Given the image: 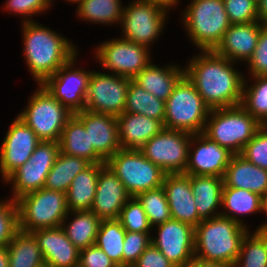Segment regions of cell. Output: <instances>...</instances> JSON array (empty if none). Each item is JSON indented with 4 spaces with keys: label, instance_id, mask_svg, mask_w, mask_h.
Listing matches in <instances>:
<instances>
[{
    "label": "cell",
    "instance_id": "7",
    "mask_svg": "<svg viewBox=\"0 0 267 267\" xmlns=\"http://www.w3.org/2000/svg\"><path fill=\"white\" fill-rule=\"evenodd\" d=\"M26 102L17 116L41 141L58 142L63 128L74 113L55 99L43 85H37Z\"/></svg>",
    "mask_w": 267,
    "mask_h": 267
},
{
    "label": "cell",
    "instance_id": "47",
    "mask_svg": "<svg viewBox=\"0 0 267 267\" xmlns=\"http://www.w3.org/2000/svg\"><path fill=\"white\" fill-rule=\"evenodd\" d=\"M78 267H118L105 252L95 244L80 250Z\"/></svg>",
    "mask_w": 267,
    "mask_h": 267
},
{
    "label": "cell",
    "instance_id": "32",
    "mask_svg": "<svg viewBox=\"0 0 267 267\" xmlns=\"http://www.w3.org/2000/svg\"><path fill=\"white\" fill-rule=\"evenodd\" d=\"M123 0H81L77 3V19L97 25L120 26L123 15Z\"/></svg>",
    "mask_w": 267,
    "mask_h": 267
},
{
    "label": "cell",
    "instance_id": "49",
    "mask_svg": "<svg viewBox=\"0 0 267 267\" xmlns=\"http://www.w3.org/2000/svg\"><path fill=\"white\" fill-rule=\"evenodd\" d=\"M186 267H231L222 262L205 261L194 258Z\"/></svg>",
    "mask_w": 267,
    "mask_h": 267
},
{
    "label": "cell",
    "instance_id": "35",
    "mask_svg": "<svg viewBox=\"0 0 267 267\" xmlns=\"http://www.w3.org/2000/svg\"><path fill=\"white\" fill-rule=\"evenodd\" d=\"M124 111L141 114L163 123L165 117V101L156 98L131 79L126 93Z\"/></svg>",
    "mask_w": 267,
    "mask_h": 267
},
{
    "label": "cell",
    "instance_id": "28",
    "mask_svg": "<svg viewBox=\"0 0 267 267\" xmlns=\"http://www.w3.org/2000/svg\"><path fill=\"white\" fill-rule=\"evenodd\" d=\"M58 142L60 153L84 158L91 164L106 162L93 146H90L89 131H86L83 123L75 115L68 120Z\"/></svg>",
    "mask_w": 267,
    "mask_h": 267
},
{
    "label": "cell",
    "instance_id": "30",
    "mask_svg": "<svg viewBox=\"0 0 267 267\" xmlns=\"http://www.w3.org/2000/svg\"><path fill=\"white\" fill-rule=\"evenodd\" d=\"M100 222L101 219L91 210L69 211L61 227L70 241L81 250L95 244Z\"/></svg>",
    "mask_w": 267,
    "mask_h": 267
},
{
    "label": "cell",
    "instance_id": "54",
    "mask_svg": "<svg viewBox=\"0 0 267 267\" xmlns=\"http://www.w3.org/2000/svg\"><path fill=\"white\" fill-rule=\"evenodd\" d=\"M53 1H55V0H51L52 5H53ZM65 1H68L71 4H77L81 0H65Z\"/></svg>",
    "mask_w": 267,
    "mask_h": 267
},
{
    "label": "cell",
    "instance_id": "50",
    "mask_svg": "<svg viewBox=\"0 0 267 267\" xmlns=\"http://www.w3.org/2000/svg\"><path fill=\"white\" fill-rule=\"evenodd\" d=\"M258 21L267 25V0H257Z\"/></svg>",
    "mask_w": 267,
    "mask_h": 267
},
{
    "label": "cell",
    "instance_id": "1",
    "mask_svg": "<svg viewBox=\"0 0 267 267\" xmlns=\"http://www.w3.org/2000/svg\"><path fill=\"white\" fill-rule=\"evenodd\" d=\"M184 64L185 75L210 109L241 105L245 75L238 63L211 51H197Z\"/></svg>",
    "mask_w": 267,
    "mask_h": 267
},
{
    "label": "cell",
    "instance_id": "41",
    "mask_svg": "<svg viewBox=\"0 0 267 267\" xmlns=\"http://www.w3.org/2000/svg\"><path fill=\"white\" fill-rule=\"evenodd\" d=\"M19 230L17 202L9 197L0 199V248L8 246Z\"/></svg>",
    "mask_w": 267,
    "mask_h": 267
},
{
    "label": "cell",
    "instance_id": "24",
    "mask_svg": "<svg viewBox=\"0 0 267 267\" xmlns=\"http://www.w3.org/2000/svg\"><path fill=\"white\" fill-rule=\"evenodd\" d=\"M116 118L121 149L140 150L147 141L164 129L161 121L141 114L124 111Z\"/></svg>",
    "mask_w": 267,
    "mask_h": 267
},
{
    "label": "cell",
    "instance_id": "52",
    "mask_svg": "<svg viewBox=\"0 0 267 267\" xmlns=\"http://www.w3.org/2000/svg\"><path fill=\"white\" fill-rule=\"evenodd\" d=\"M145 1L161 4L163 7L168 8L170 11H172L174 7L177 10L176 6L178 7V5L181 2V0H145Z\"/></svg>",
    "mask_w": 267,
    "mask_h": 267
},
{
    "label": "cell",
    "instance_id": "31",
    "mask_svg": "<svg viewBox=\"0 0 267 267\" xmlns=\"http://www.w3.org/2000/svg\"><path fill=\"white\" fill-rule=\"evenodd\" d=\"M100 164H90L78 173L66 192L69 211L90 210L94 201Z\"/></svg>",
    "mask_w": 267,
    "mask_h": 267
},
{
    "label": "cell",
    "instance_id": "17",
    "mask_svg": "<svg viewBox=\"0 0 267 267\" xmlns=\"http://www.w3.org/2000/svg\"><path fill=\"white\" fill-rule=\"evenodd\" d=\"M41 140L23 120L16 116L0 146V177L4 182L26 163Z\"/></svg>",
    "mask_w": 267,
    "mask_h": 267
},
{
    "label": "cell",
    "instance_id": "26",
    "mask_svg": "<svg viewBox=\"0 0 267 267\" xmlns=\"http://www.w3.org/2000/svg\"><path fill=\"white\" fill-rule=\"evenodd\" d=\"M223 184V187L245 189L262 196L267 191V170L234 154L223 175Z\"/></svg>",
    "mask_w": 267,
    "mask_h": 267
},
{
    "label": "cell",
    "instance_id": "15",
    "mask_svg": "<svg viewBox=\"0 0 267 267\" xmlns=\"http://www.w3.org/2000/svg\"><path fill=\"white\" fill-rule=\"evenodd\" d=\"M77 57L79 53L42 84L74 114L85 109V96L91 75V70L78 66Z\"/></svg>",
    "mask_w": 267,
    "mask_h": 267
},
{
    "label": "cell",
    "instance_id": "34",
    "mask_svg": "<svg viewBox=\"0 0 267 267\" xmlns=\"http://www.w3.org/2000/svg\"><path fill=\"white\" fill-rule=\"evenodd\" d=\"M90 164L84 158L59 152L43 188L66 193L74 177Z\"/></svg>",
    "mask_w": 267,
    "mask_h": 267
},
{
    "label": "cell",
    "instance_id": "27",
    "mask_svg": "<svg viewBox=\"0 0 267 267\" xmlns=\"http://www.w3.org/2000/svg\"><path fill=\"white\" fill-rule=\"evenodd\" d=\"M190 186L198 215L202 220L221 214L223 177L190 175Z\"/></svg>",
    "mask_w": 267,
    "mask_h": 267
},
{
    "label": "cell",
    "instance_id": "23",
    "mask_svg": "<svg viewBox=\"0 0 267 267\" xmlns=\"http://www.w3.org/2000/svg\"><path fill=\"white\" fill-rule=\"evenodd\" d=\"M162 186L172 219L188 223L195 228L202 219L194 203L190 175L166 174Z\"/></svg>",
    "mask_w": 267,
    "mask_h": 267
},
{
    "label": "cell",
    "instance_id": "2",
    "mask_svg": "<svg viewBox=\"0 0 267 267\" xmlns=\"http://www.w3.org/2000/svg\"><path fill=\"white\" fill-rule=\"evenodd\" d=\"M23 57L35 84L42 85L79 51L71 39L38 21L20 23Z\"/></svg>",
    "mask_w": 267,
    "mask_h": 267
},
{
    "label": "cell",
    "instance_id": "37",
    "mask_svg": "<svg viewBox=\"0 0 267 267\" xmlns=\"http://www.w3.org/2000/svg\"><path fill=\"white\" fill-rule=\"evenodd\" d=\"M232 267H267V230L250 229L247 232Z\"/></svg>",
    "mask_w": 267,
    "mask_h": 267
},
{
    "label": "cell",
    "instance_id": "33",
    "mask_svg": "<svg viewBox=\"0 0 267 267\" xmlns=\"http://www.w3.org/2000/svg\"><path fill=\"white\" fill-rule=\"evenodd\" d=\"M9 267H42L45 265L38 242L32 232L19 230L7 246Z\"/></svg>",
    "mask_w": 267,
    "mask_h": 267
},
{
    "label": "cell",
    "instance_id": "29",
    "mask_svg": "<svg viewBox=\"0 0 267 267\" xmlns=\"http://www.w3.org/2000/svg\"><path fill=\"white\" fill-rule=\"evenodd\" d=\"M262 214L261 196L245 189L223 187L221 200V214L243 225L249 227L242 217ZM244 215V216H243Z\"/></svg>",
    "mask_w": 267,
    "mask_h": 267
},
{
    "label": "cell",
    "instance_id": "4",
    "mask_svg": "<svg viewBox=\"0 0 267 267\" xmlns=\"http://www.w3.org/2000/svg\"><path fill=\"white\" fill-rule=\"evenodd\" d=\"M180 15L188 39L200 51L214 50L231 25L223 0H191Z\"/></svg>",
    "mask_w": 267,
    "mask_h": 267
},
{
    "label": "cell",
    "instance_id": "6",
    "mask_svg": "<svg viewBox=\"0 0 267 267\" xmlns=\"http://www.w3.org/2000/svg\"><path fill=\"white\" fill-rule=\"evenodd\" d=\"M210 111L195 85L184 75L165 101L164 128L203 133Z\"/></svg>",
    "mask_w": 267,
    "mask_h": 267
},
{
    "label": "cell",
    "instance_id": "3",
    "mask_svg": "<svg viewBox=\"0 0 267 267\" xmlns=\"http://www.w3.org/2000/svg\"><path fill=\"white\" fill-rule=\"evenodd\" d=\"M249 230L222 215L200 221L194 232L195 258L222 262L232 267Z\"/></svg>",
    "mask_w": 267,
    "mask_h": 267
},
{
    "label": "cell",
    "instance_id": "22",
    "mask_svg": "<svg viewBox=\"0 0 267 267\" xmlns=\"http://www.w3.org/2000/svg\"><path fill=\"white\" fill-rule=\"evenodd\" d=\"M48 267H78L80 250L70 241L63 228L38 229L32 232Z\"/></svg>",
    "mask_w": 267,
    "mask_h": 267
},
{
    "label": "cell",
    "instance_id": "48",
    "mask_svg": "<svg viewBox=\"0 0 267 267\" xmlns=\"http://www.w3.org/2000/svg\"><path fill=\"white\" fill-rule=\"evenodd\" d=\"M132 267H176L152 243Z\"/></svg>",
    "mask_w": 267,
    "mask_h": 267
},
{
    "label": "cell",
    "instance_id": "42",
    "mask_svg": "<svg viewBox=\"0 0 267 267\" xmlns=\"http://www.w3.org/2000/svg\"><path fill=\"white\" fill-rule=\"evenodd\" d=\"M4 11L19 16L21 23L37 21L32 16L42 15L51 10V0H5Z\"/></svg>",
    "mask_w": 267,
    "mask_h": 267
},
{
    "label": "cell",
    "instance_id": "53",
    "mask_svg": "<svg viewBox=\"0 0 267 267\" xmlns=\"http://www.w3.org/2000/svg\"><path fill=\"white\" fill-rule=\"evenodd\" d=\"M0 267H9L7 246L0 248Z\"/></svg>",
    "mask_w": 267,
    "mask_h": 267
},
{
    "label": "cell",
    "instance_id": "38",
    "mask_svg": "<svg viewBox=\"0 0 267 267\" xmlns=\"http://www.w3.org/2000/svg\"><path fill=\"white\" fill-rule=\"evenodd\" d=\"M126 230L115 220H101L95 245L118 266L122 267L123 242Z\"/></svg>",
    "mask_w": 267,
    "mask_h": 267
},
{
    "label": "cell",
    "instance_id": "25",
    "mask_svg": "<svg viewBox=\"0 0 267 267\" xmlns=\"http://www.w3.org/2000/svg\"><path fill=\"white\" fill-rule=\"evenodd\" d=\"M151 61L133 80L156 98L166 101L174 86L185 75V66L168 63L160 66Z\"/></svg>",
    "mask_w": 267,
    "mask_h": 267
},
{
    "label": "cell",
    "instance_id": "20",
    "mask_svg": "<svg viewBox=\"0 0 267 267\" xmlns=\"http://www.w3.org/2000/svg\"><path fill=\"white\" fill-rule=\"evenodd\" d=\"M74 115L83 123L86 131H89L90 146L105 161L121 149L116 116L86 109Z\"/></svg>",
    "mask_w": 267,
    "mask_h": 267
},
{
    "label": "cell",
    "instance_id": "9",
    "mask_svg": "<svg viewBox=\"0 0 267 267\" xmlns=\"http://www.w3.org/2000/svg\"><path fill=\"white\" fill-rule=\"evenodd\" d=\"M127 4L120 23L121 38L151 49L167 27L169 12L172 11L145 0H132Z\"/></svg>",
    "mask_w": 267,
    "mask_h": 267
},
{
    "label": "cell",
    "instance_id": "5",
    "mask_svg": "<svg viewBox=\"0 0 267 267\" xmlns=\"http://www.w3.org/2000/svg\"><path fill=\"white\" fill-rule=\"evenodd\" d=\"M262 125L241 105L211 109L203 134L218 145L240 154Z\"/></svg>",
    "mask_w": 267,
    "mask_h": 267
},
{
    "label": "cell",
    "instance_id": "51",
    "mask_svg": "<svg viewBox=\"0 0 267 267\" xmlns=\"http://www.w3.org/2000/svg\"><path fill=\"white\" fill-rule=\"evenodd\" d=\"M261 208L262 214H266L267 216V191L261 196ZM260 224L256 227V230H267V220L261 221Z\"/></svg>",
    "mask_w": 267,
    "mask_h": 267
},
{
    "label": "cell",
    "instance_id": "14",
    "mask_svg": "<svg viewBox=\"0 0 267 267\" xmlns=\"http://www.w3.org/2000/svg\"><path fill=\"white\" fill-rule=\"evenodd\" d=\"M130 78L91 71L85 96V109L118 116L124 112Z\"/></svg>",
    "mask_w": 267,
    "mask_h": 267
},
{
    "label": "cell",
    "instance_id": "12",
    "mask_svg": "<svg viewBox=\"0 0 267 267\" xmlns=\"http://www.w3.org/2000/svg\"><path fill=\"white\" fill-rule=\"evenodd\" d=\"M59 152V142L41 141L29 160L3 182L11 187L10 198L16 201L25 194L43 188Z\"/></svg>",
    "mask_w": 267,
    "mask_h": 267
},
{
    "label": "cell",
    "instance_id": "44",
    "mask_svg": "<svg viewBox=\"0 0 267 267\" xmlns=\"http://www.w3.org/2000/svg\"><path fill=\"white\" fill-rule=\"evenodd\" d=\"M252 164L267 170V125H262L240 153Z\"/></svg>",
    "mask_w": 267,
    "mask_h": 267
},
{
    "label": "cell",
    "instance_id": "36",
    "mask_svg": "<svg viewBox=\"0 0 267 267\" xmlns=\"http://www.w3.org/2000/svg\"><path fill=\"white\" fill-rule=\"evenodd\" d=\"M241 106L261 125H267V76L244 78Z\"/></svg>",
    "mask_w": 267,
    "mask_h": 267
},
{
    "label": "cell",
    "instance_id": "39",
    "mask_svg": "<svg viewBox=\"0 0 267 267\" xmlns=\"http://www.w3.org/2000/svg\"><path fill=\"white\" fill-rule=\"evenodd\" d=\"M136 198L142 204L152 228L172 219L163 186L139 193Z\"/></svg>",
    "mask_w": 267,
    "mask_h": 267
},
{
    "label": "cell",
    "instance_id": "16",
    "mask_svg": "<svg viewBox=\"0 0 267 267\" xmlns=\"http://www.w3.org/2000/svg\"><path fill=\"white\" fill-rule=\"evenodd\" d=\"M152 229L156 235L151 243L176 267H186L195 258L193 226L170 219Z\"/></svg>",
    "mask_w": 267,
    "mask_h": 267
},
{
    "label": "cell",
    "instance_id": "43",
    "mask_svg": "<svg viewBox=\"0 0 267 267\" xmlns=\"http://www.w3.org/2000/svg\"><path fill=\"white\" fill-rule=\"evenodd\" d=\"M152 232L126 231L123 242L122 267H132L151 244Z\"/></svg>",
    "mask_w": 267,
    "mask_h": 267
},
{
    "label": "cell",
    "instance_id": "45",
    "mask_svg": "<svg viewBox=\"0 0 267 267\" xmlns=\"http://www.w3.org/2000/svg\"><path fill=\"white\" fill-rule=\"evenodd\" d=\"M231 24L258 21L257 0H223Z\"/></svg>",
    "mask_w": 267,
    "mask_h": 267
},
{
    "label": "cell",
    "instance_id": "18",
    "mask_svg": "<svg viewBox=\"0 0 267 267\" xmlns=\"http://www.w3.org/2000/svg\"><path fill=\"white\" fill-rule=\"evenodd\" d=\"M233 155L203 133L192 134L184 174L223 177Z\"/></svg>",
    "mask_w": 267,
    "mask_h": 267
},
{
    "label": "cell",
    "instance_id": "10",
    "mask_svg": "<svg viewBox=\"0 0 267 267\" xmlns=\"http://www.w3.org/2000/svg\"><path fill=\"white\" fill-rule=\"evenodd\" d=\"M117 175L131 197L161 187L166 173L140 150L119 149L105 162Z\"/></svg>",
    "mask_w": 267,
    "mask_h": 267
},
{
    "label": "cell",
    "instance_id": "46",
    "mask_svg": "<svg viewBox=\"0 0 267 267\" xmlns=\"http://www.w3.org/2000/svg\"><path fill=\"white\" fill-rule=\"evenodd\" d=\"M245 65V76H267V25L261 29L257 46Z\"/></svg>",
    "mask_w": 267,
    "mask_h": 267
},
{
    "label": "cell",
    "instance_id": "13",
    "mask_svg": "<svg viewBox=\"0 0 267 267\" xmlns=\"http://www.w3.org/2000/svg\"><path fill=\"white\" fill-rule=\"evenodd\" d=\"M192 133L163 129L140 149L152 163L166 174H184Z\"/></svg>",
    "mask_w": 267,
    "mask_h": 267
},
{
    "label": "cell",
    "instance_id": "40",
    "mask_svg": "<svg viewBox=\"0 0 267 267\" xmlns=\"http://www.w3.org/2000/svg\"><path fill=\"white\" fill-rule=\"evenodd\" d=\"M117 220L126 231L153 232L142 204L136 197H131L125 203Z\"/></svg>",
    "mask_w": 267,
    "mask_h": 267
},
{
    "label": "cell",
    "instance_id": "21",
    "mask_svg": "<svg viewBox=\"0 0 267 267\" xmlns=\"http://www.w3.org/2000/svg\"><path fill=\"white\" fill-rule=\"evenodd\" d=\"M264 26L259 21L231 24L213 51L232 62L245 65L257 46Z\"/></svg>",
    "mask_w": 267,
    "mask_h": 267
},
{
    "label": "cell",
    "instance_id": "8",
    "mask_svg": "<svg viewBox=\"0 0 267 267\" xmlns=\"http://www.w3.org/2000/svg\"><path fill=\"white\" fill-rule=\"evenodd\" d=\"M16 202L19 229L25 232L60 227L69 212L66 193L47 188L25 194Z\"/></svg>",
    "mask_w": 267,
    "mask_h": 267
},
{
    "label": "cell",
    "instance_id": "11",
    "mask_svg": "<svg viewBox=\"0 0 267 267\" xmlns=\"http://www.w3.org/2000/svg\"><path fill=\"white\" fill-rule=\"evenodd\" d=\"M93 49L95 60L107 73L130 79L152 61L153 50L121 37L109 38Z\"/></svg>",
    "mask_w": 267,
    "mask_h": 267
},
{
    "label": "cell",
    "instance_id": "19",
    "mask_svg": "<svg viewBox=\"0 0 267 267\" xmlns=\"http://www.w3.org/2000/svg\"><path fill=\"white\" fill-rule=\"evenodd\" d=\"M130 198L117 175L106 163H100L95 197L90 210L101 220H115Z\"/></svg>",
    "mask_w": 267,
    "mask_h": 267
}]
</instances>
